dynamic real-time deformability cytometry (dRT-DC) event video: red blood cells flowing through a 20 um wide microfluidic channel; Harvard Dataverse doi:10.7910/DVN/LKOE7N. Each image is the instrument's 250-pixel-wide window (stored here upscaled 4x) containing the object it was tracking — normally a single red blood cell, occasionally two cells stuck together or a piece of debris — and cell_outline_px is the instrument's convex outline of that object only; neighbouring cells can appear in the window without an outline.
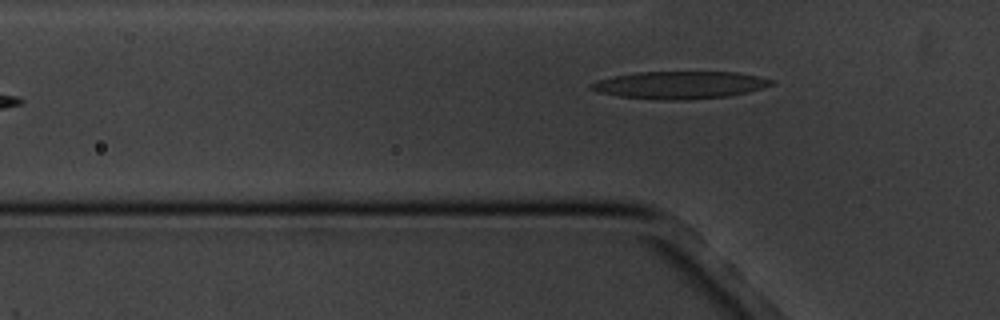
{"species": "common noctule bat (a hibernating species)", "species_latin": "Nyctalus noctula", "temperature_condition": "cold", "stored_images_in_passage": 6, "segment_of_instrument_passage": [2, 2], "camera_frame_rate_fps": 3000, "um_per_image_px": 0.085, "animal": {"sex": "male", "body_mass_g": 20.1, "forearm_length_mm": 53.5}, "frame": {"image": 1, "passage_image": 6, "time_ms": 5.667, "image_size_px": [1000, 320], "cell_outline_px": [[776, 80], [772, 84], [748, 92], [728, 96], [684, 100], [660, 100], [620, 96], [600, 92], [588, 88], [588, 84], [596, 80], [612, 76], [636, 72], [736, 72]], "centroid_in_image_um": [57.74, 7.22], "position_along_channel_um": 68.1, "area_um2": 28.84}}